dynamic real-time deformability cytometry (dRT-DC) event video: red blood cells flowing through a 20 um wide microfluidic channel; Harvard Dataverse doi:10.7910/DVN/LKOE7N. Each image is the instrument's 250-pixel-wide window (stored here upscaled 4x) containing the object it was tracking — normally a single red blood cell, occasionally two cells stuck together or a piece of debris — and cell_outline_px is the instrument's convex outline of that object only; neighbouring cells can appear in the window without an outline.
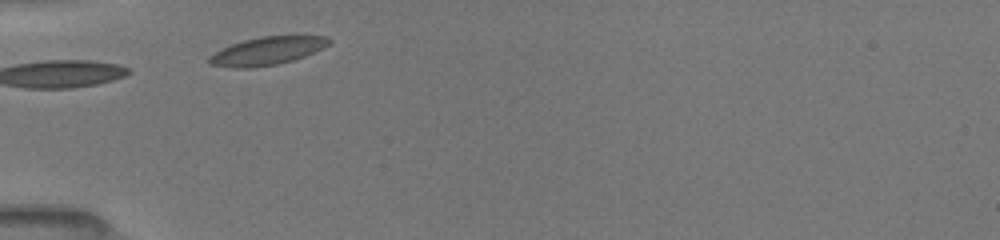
{"species": "common noctule bat (a hibernating species)", "species_latin": "Nyctalus noctula", "temperature_condition": "room temperature", "stored_images_in_passage": 10, "camera_frame_rate_fps": 3000, "um_per_image_px": 0.085, "animal": {"sex": "female", "body_mass_g": 19.5, "forearm_length_mm": 54.1}, "frame": {"image": 1, "passage_image": 1, "time_ms": 0.0, "image_size_px": [1000, 240], "cell_outline_px": [[332, 40], [324, 48], [304, 56], [292, 60], [276, 64], [252, 68], [232, 68], [208, 64], [208, 56], [220, 48], [244, 40], [260, 36], [328, 36]], "centroid_in_image_um": [22.67, 4.33], "position_along_channel_um": 62.3, "area_um2": 19.65}}